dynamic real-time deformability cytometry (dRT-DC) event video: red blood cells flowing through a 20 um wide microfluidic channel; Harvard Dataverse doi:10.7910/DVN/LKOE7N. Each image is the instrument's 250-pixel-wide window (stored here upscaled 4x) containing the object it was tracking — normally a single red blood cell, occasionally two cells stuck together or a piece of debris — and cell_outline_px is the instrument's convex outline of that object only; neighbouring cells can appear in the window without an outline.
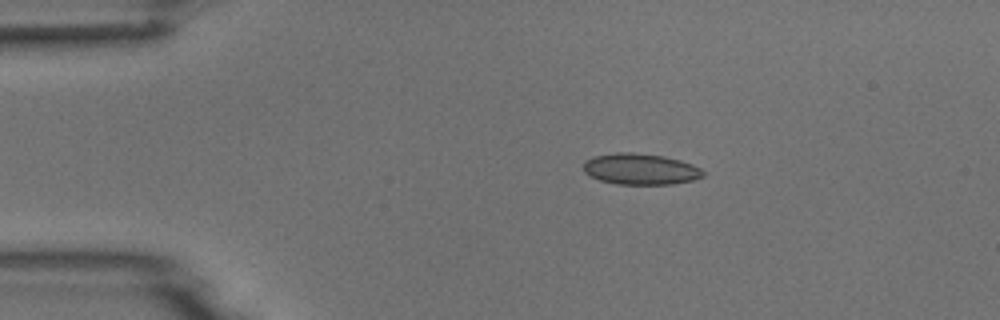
{"species": "common noctule bat (a hibernating species)", "species_latin": "Nyctalus noctula", "temperature_condition": "room temperature", "stored_images_in_passage": 4, "camera_frame_rate_fps": 3000, "um_per_image_px": 0.085, "animal": {"sex": "male", "body_mass_g": 18.8}, "frame": {"image": 1, "passage_image": 3, "time_ms": 2.333, "image_size_px": [1000, 320], "cell_outline_px": [[704, 176], [692, 180], [672, 184], [616, 184], [600, 180], [584, 172], [584, 160], [596, 156], [616, 152], [632, 152], [664, 156], [680, 160], [692, 164], [700, 168], [704, 172]], "centroid_in_image_um": [54.44, 14.37], "position_along_channel_um": 30.6, "area_um2": 21.62}}